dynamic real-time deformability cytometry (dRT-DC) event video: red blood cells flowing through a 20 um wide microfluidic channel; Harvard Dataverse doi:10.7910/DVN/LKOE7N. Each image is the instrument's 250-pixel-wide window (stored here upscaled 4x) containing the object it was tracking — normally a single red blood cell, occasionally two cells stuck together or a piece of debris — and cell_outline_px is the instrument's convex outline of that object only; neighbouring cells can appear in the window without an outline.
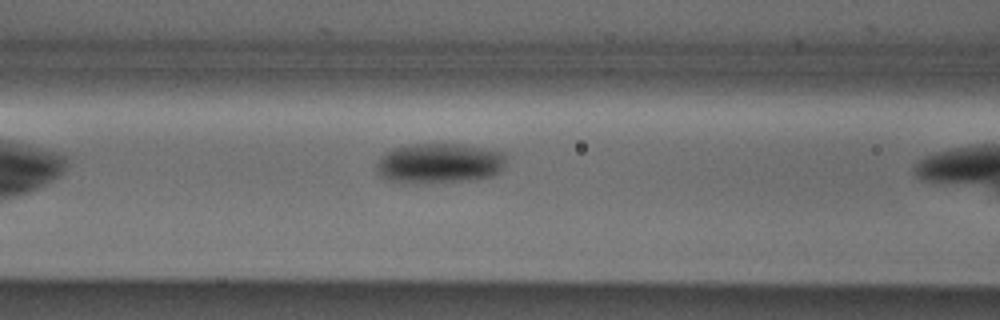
{"species": "Egyptian fruit bat (a non-hibernating species)", "species_latin": "Rousettus aegyptiacus", "temperature_condition": "cold", "stored_images_in_passage": 8, "camera_frame_rate_fps": 3000, "um_per_image_px": 0.085, "animal": {"sex": "male"}, "frame": {"image": 1, "passage_image": 7, "time_ms": 2.0, "image_size_px": [1000, 320], "cell_outline_px": [[508, 156], [500, 172], [492, 176], [468, 180], [408, 184], [404, 184], [388, 180], [380, 176], [376, 172], [376, 164], [380, 156], [392, 148], [412, 144], [464, 144], [508, 152]], "centroid_in_image_um": [37.34, 13.87], "position_along_channel_um": 129.3, "area_um2": 30.92}}